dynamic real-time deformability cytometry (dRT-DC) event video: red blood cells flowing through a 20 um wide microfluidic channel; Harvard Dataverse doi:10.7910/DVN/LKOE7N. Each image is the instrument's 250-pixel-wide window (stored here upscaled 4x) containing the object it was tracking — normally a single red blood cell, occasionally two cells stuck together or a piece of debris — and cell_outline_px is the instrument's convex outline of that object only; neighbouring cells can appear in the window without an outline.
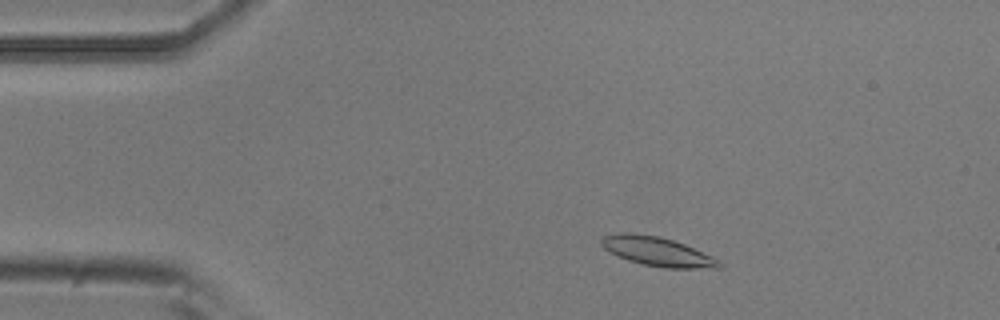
{"species": "common noctule bat (a hibernating species)", "species_latin": "Nyctalus noctula", "temperature_condition": "room temperature", "stored_images_in_passage": 52, "camera_frame_rate_fps": 3000, "um_per_image_px": 0.085, "animal": {"sex": "male", "body_mass_g": 20.5, "forearm_length_mm": 52.5}, "frame": {"image": 1, "passage_image": 7, "time_ms": 2.0, "image_size_px": [1000, 320], "cell_outline_px": [[724, 264], [720, 268], [664, 268], [644, 264], [628, 260], [604, 248], [600, 244], [600, 240], [604, 236], [616, 232], [632, 232], [660, 236], [684, 244], [712, 256], [720, 260]], "centroid_in_image_um": [55.89, 21.36], "position_along_channel_um": 29.1, "area_um2": 20.0}}
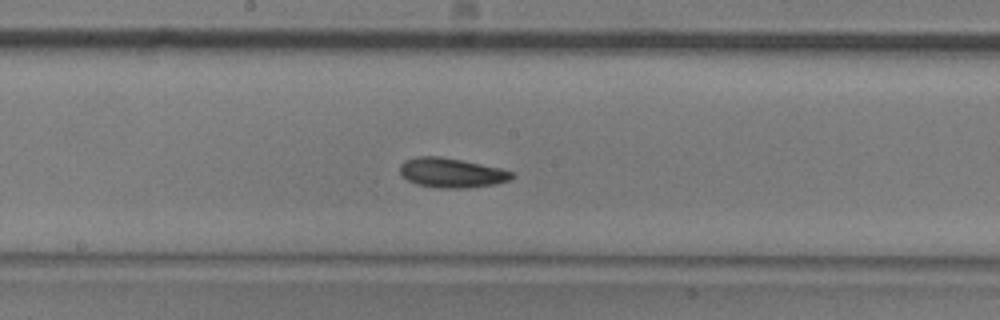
{"frame": {"image": 2, "passage_image": 26, "time_ms": 8.333, "image_size_px": [1000, 320], "cell_outline_px": [[516, 176], [512, 180], [496, 184], [468, 188], [436, 188], [416, 184], [400, 176], [400, 164], [404, 160], [416, 156], [440, 156], [500, 168], [512, 172]], "centroid_in_image_um": [38.37, 14.7], "position_along_channel_um": 209.8, "area_um2": 19.54}}
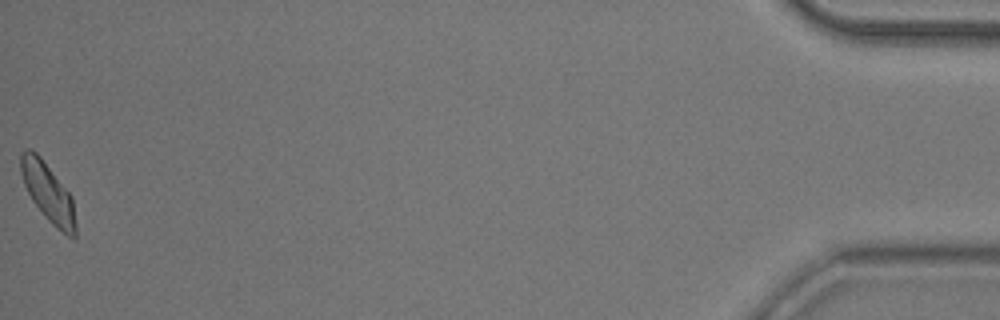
{"frame": {"image": 3, "passage_image": 52, "time_ms": 17.0, "image_size_px": [1000, 320], "cell_outline_px": [[76, 236], [68, 236], [52, 224], [48, 220], [32, 200], [24, 184], [20, 172], [20, 152], [24, 148], [28, 148], [36, 152], [40, 156], [72, 196], [76, 224]], "centroid_in_image_um": [4.06, 16.33], "position_along_channel_um": 431.1, "area_um2": 18.67}, "authors_computed_cell_mechanics": {"area_um2": 18.7272, "velocity_mm_per_s": 3.7014, "shape_relaxation_time_tau1_ms": 3.4547, "shape_relaxation_time_tau2_ms": 5.5149, "deformation_change_tau1": 0.1086, "deformation_change_tau2": 0.1234}}